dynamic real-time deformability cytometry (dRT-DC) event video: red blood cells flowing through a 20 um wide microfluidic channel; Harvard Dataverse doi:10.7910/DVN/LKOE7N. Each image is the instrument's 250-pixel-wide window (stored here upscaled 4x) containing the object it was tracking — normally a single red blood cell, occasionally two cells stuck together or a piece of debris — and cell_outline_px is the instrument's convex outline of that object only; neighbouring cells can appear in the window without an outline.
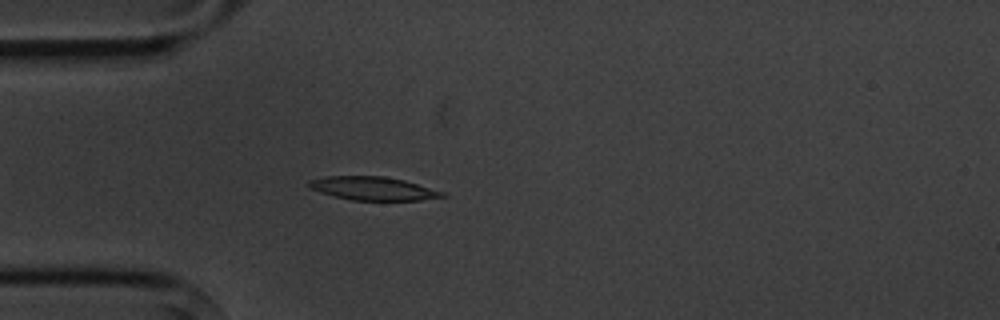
{"species": "common noctule bat (a hibernating species)", "species_latin": "Nyctalus noctula", "temperature_condition": "cold", "stored_images_in_passage": 5, "camera_frame_rate_fps": 3000, "um_per_image_px": 0.085, "animal": {"sex": "male", "body_mass_g": 20.1, "forearm_length_mm": 53.5}, "frame": {"image": 1, "passage_image": 5, "time_ms": 4.667, "image_size_px": [1000, 320], "cell_outline_px": [[448, 196], [420, 200], [352, 200], [320, 192], [308, 188], [308, 180], [324, 176], [384, 176], [404, 180], [444, 192]], "centroid_in_image_um": [31.68, 16.01], "position_along_channel_um": 53.3, "area_um2": 18.15}}